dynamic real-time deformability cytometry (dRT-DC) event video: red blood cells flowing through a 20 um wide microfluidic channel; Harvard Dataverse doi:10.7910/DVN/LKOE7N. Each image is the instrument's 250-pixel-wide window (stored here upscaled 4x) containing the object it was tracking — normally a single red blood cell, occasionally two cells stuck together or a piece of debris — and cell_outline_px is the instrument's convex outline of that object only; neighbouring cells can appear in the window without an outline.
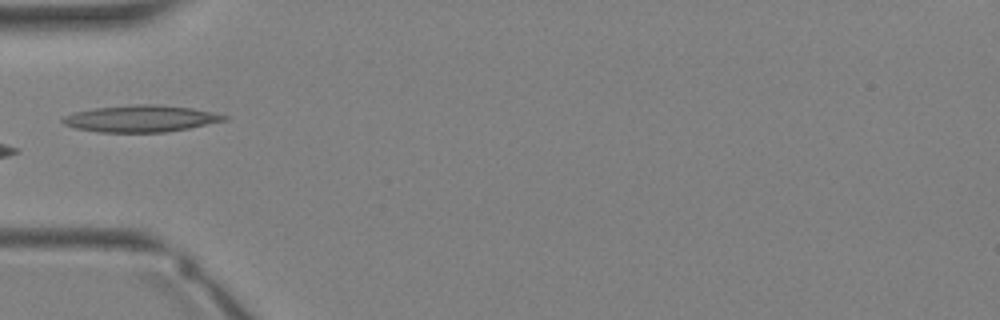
{"species": "Egyptian fruit bat (a non-hibernating species)", "species_latin": "Rousettus aegyptiacus", "temperature_condition": "warm", "stored_images_in_passage": 17, "camera_frame_rate_fps": 3000, "um_per_image_px": 0.085, "animal": {"sex": "female"}, "frame": {"image": 1, "passage_image": 1, "time_ms": 0.0, "image_size_px": [1000, 320], "cell_outline_px": [[228, 120], [168, 132], [100, 132], [76, 128], [64, 124], [60, 120], [64, 116], [76, 112], [96, 108], [140, 104], [156, 104], [192, 108], [216, 112], [228, 116]], "centroid_in_image_um": [12.02, 10.08], "position_along_channel_um": 73.0, "area_um2": 25.03}}